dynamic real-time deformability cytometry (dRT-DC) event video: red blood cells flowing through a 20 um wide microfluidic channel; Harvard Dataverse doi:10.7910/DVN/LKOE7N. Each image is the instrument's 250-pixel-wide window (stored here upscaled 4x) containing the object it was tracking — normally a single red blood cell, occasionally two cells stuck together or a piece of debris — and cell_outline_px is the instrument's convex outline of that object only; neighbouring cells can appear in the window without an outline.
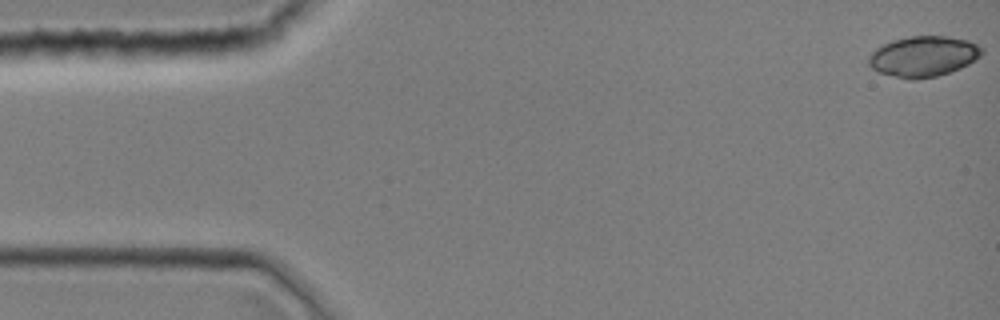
{"species": "common noctule bat (a hibernating species)", "species_latin": "Nyctalus noctula", "temperature_condition": "room temperature", "stored_images_in_passage": 44, "camera_frame_rate_fps": 3000, "um_per_image_px": 0.085, "animal": {"sex": "female", "body_mass_g": 19.0, "forearm_length_mm": 51.5}, "frame": {"image": 1, "passage_image": 1, "time_ms": 0.0, "image_size_px": [1000, 320], "cell_outline_px": [[984, 52], [980, 56], [968, 64], [960, 68], [936, 76], [916, 80], [908, 80], [880, 72], [872, 68], [868, 64], [868, 56], [876, 48], [892, 40], [908, 36], [944, 36], [968, 40], [984, 48]], "centroid_in_image_um": [78.48, 4.79], "position_along_channel_um": 6.5, "area_um2": 26.76}}
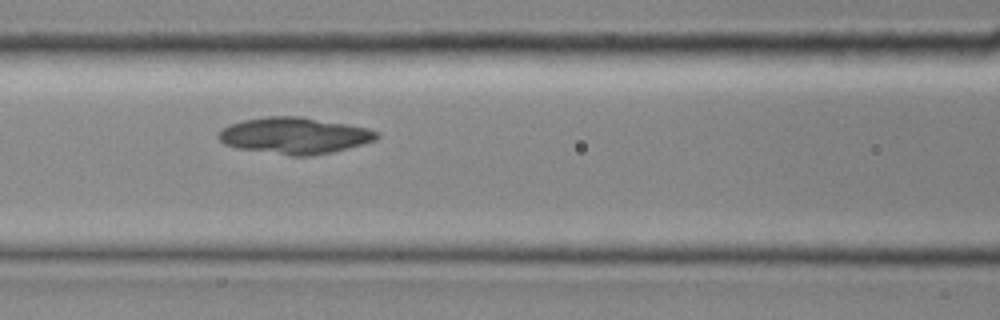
{"frame": {"image": 2, "passage_image": 19, "time_ms": 6.0, "image_size_px": [1000, 320], "cell_outline_px": [[380, 136], [376, 140], [348, 148], [332, 152], [312, 156], [292, 156], [236, 148], [224, 144], [216, 136], [216, 132], [220, 128], [228, 124], [244, 120], [268, 116], [300, 116], [348, 124], [368, 128], [380, 132]], "centroid_in_image_um": [25.01, 11.52], "position_along_channel_um": 141.6, "area_um2": 33.99}}
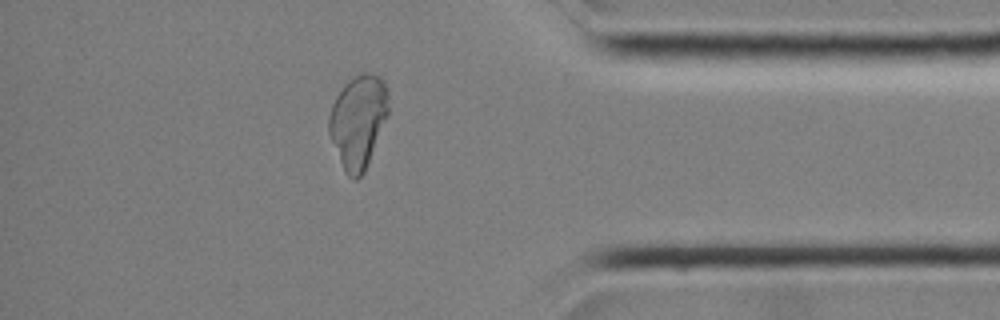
{"frame": {"image": 3, "passage_image": 38, "time_ms": 12.333, "image_size_px": [1000, 320], "cell_outline_px": [[388, 116], [368, 164], [364, 172], [356, 180], [352, 180], [344, 172], [328, 132], [328, 116], [332, 104], [336, 96], [344, 84], [360, 72], [368, 72], [380, 76], [384, 80], [388, 88]], "centroid_in_image_um": [30.45, 10.3], "position_along_channel_um": 404.8, "area_um2": 32.66}}